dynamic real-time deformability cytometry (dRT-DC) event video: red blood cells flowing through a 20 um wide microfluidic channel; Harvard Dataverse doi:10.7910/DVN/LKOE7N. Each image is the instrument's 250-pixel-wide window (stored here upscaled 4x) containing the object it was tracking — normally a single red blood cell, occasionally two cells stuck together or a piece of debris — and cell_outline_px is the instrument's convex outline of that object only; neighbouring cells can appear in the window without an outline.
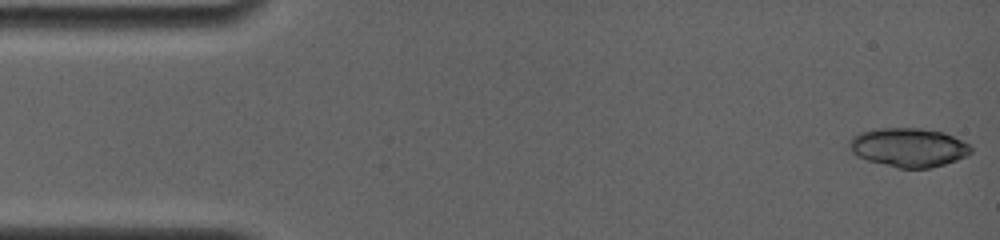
{"species": "common noctule bat (a hibernating species)", "species_latin": "Nyctalus noctula", "temperature_condition": "room temperature", "stored_images_in_passage": 8, "camera_frame_rate_fps": 4000, "um_per_image_px": 0.085, "animal": {"sex": "female", "body_mass_g": 19.0, "forearm_length_mm": 56.7}, "frame": {"image": 1, "passage_image": 1, "time_ms": 0.0, "image_size_px": [1000, 240], "cell_outline_px": [[972, 152], [956, 160], [944, 164], [928, 168], [896, 168], [868, 160], [852, 152], [848, 144], [852, 136], [860, 132], [880, 128], [920, 128], [944, 132], [968, 144], [972, 148]], "centroid_in_image_um": [77.21, 12.52], "position_along_channel_um": 7.8, "area_um2": 27.34}}